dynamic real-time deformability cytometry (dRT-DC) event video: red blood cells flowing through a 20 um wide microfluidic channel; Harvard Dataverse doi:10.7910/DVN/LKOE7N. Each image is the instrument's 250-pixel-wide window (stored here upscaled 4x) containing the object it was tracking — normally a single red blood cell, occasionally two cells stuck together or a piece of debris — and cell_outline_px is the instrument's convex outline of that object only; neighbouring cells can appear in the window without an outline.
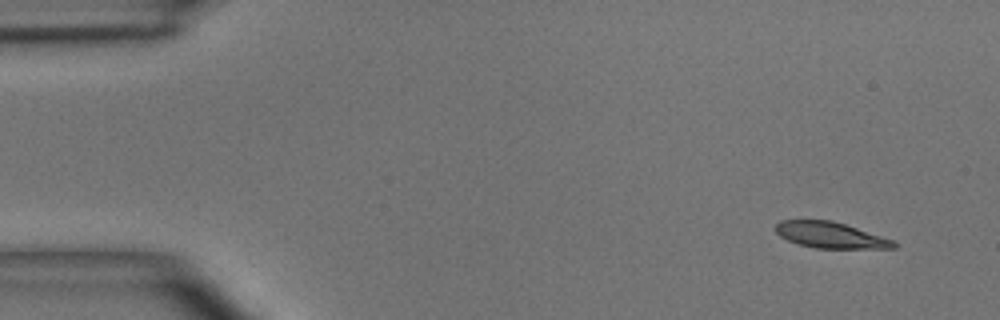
{"species": "common noctule bat (a hibernating species)", "species_latin": "Nyctalus noctula", "temperature_condition": "room temperature", "stored_images_in_passage": 4, "camera_frame_rate_fps": 3000, "um_per_image_px": 0.085, "animal": {"sex": "male", "body_mass_g": 15.6}, "frame": {"image": 1, "passage_image": 1, "time_ms": 0.0, "image_size_px": [1000, 320], "cell_outline_px": [[896, 248], [816, 248], [800, 244], [788, 240], [780, 236], [776, 232], [776, 224], [780, 220], [832, 220], [896, 240]], "centroid_in_image_um": [70.62, 19.98], "position_along_channel_um": 14.4, "area_um2": 17.86}}
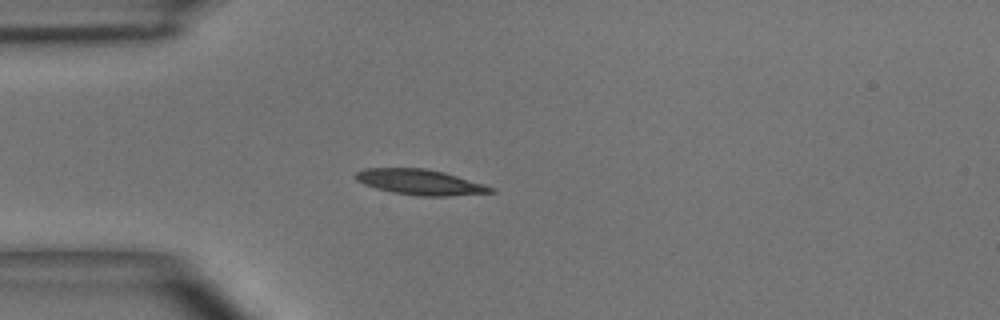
{"frame": {"image": 2, "passage_image": 4, "time_ms": 3.333, "image_size_px": [1000, 320], "cell_outline_px": [[496, 192], [448, 196], [420, 196], [392, 192], [376, 188], [364, 184], [356, 180], [352, 176], [356, 172], [364, 168], [424, 168], [444, 172], [484, 184], [496, 188]], "centroid_in_image_um": [35.7, 15.48], "position_along_channel_um": 49.3, "area_um2": 20.11}}